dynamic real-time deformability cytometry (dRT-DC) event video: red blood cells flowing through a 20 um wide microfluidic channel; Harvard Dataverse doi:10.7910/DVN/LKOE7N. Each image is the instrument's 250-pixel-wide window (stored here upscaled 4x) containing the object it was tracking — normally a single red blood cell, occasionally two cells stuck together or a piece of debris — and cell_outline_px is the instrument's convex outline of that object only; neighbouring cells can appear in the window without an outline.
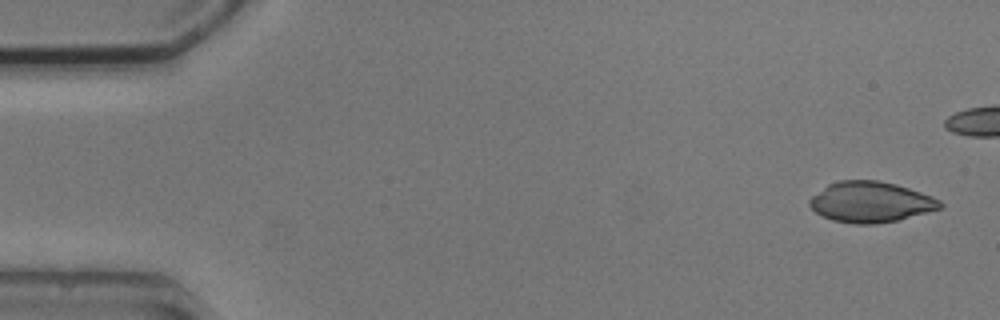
{"species": "common noctule bat (a hibernating species)", "species_latin": "Nyctalus noctula", "temperature_condition": "cold", "stored_images_in_passage": 8, "camera_frame_rate_fps": 3000, "um_per_image_px": 0.085, "animal": {"sex": "male", "body_mass_g": 20.5, "forearm_length_mm": 52.5}, "frame": {"image": 1, "passage_image": 1, "time_ms": 0.0, "image_size_px": [1000, 320], "cell_outline_px": [[944, 204], [940, 208], [896, 220], [876, 224], [852, 224], [832, 220], [816, 212], [808, 204], [808, 200], [812, 196], [828, 184], [836, 180], [880, 180], [896, 184], [932, 196], [940, 200]], "centroid_in_image_um": [73.97, 17.16], "position_along_channel_um": 11.0, "area_um2": 30.81}}